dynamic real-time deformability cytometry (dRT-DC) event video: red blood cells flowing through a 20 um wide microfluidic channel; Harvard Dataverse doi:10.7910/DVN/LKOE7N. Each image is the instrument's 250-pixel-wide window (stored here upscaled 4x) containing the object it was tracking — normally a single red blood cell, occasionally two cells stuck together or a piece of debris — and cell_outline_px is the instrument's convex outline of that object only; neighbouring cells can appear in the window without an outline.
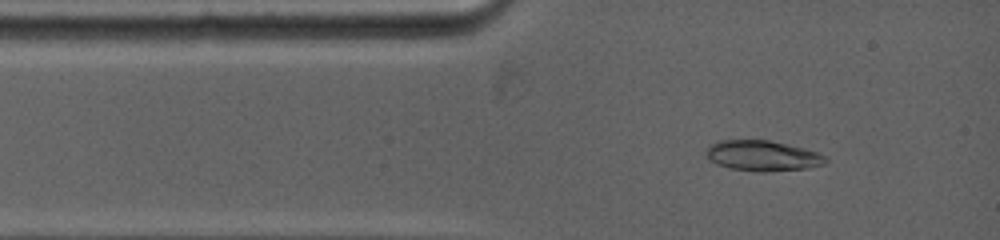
{"species": "common noctule bat (a hibernating species)", "species_latin": "Nyctalus noctula", "temperature_condition": "warm", "stored_images_in_passage": 36, "camera_frame_rate_fps": 5000, "um_per_image_px": 0.085, "animal": {"sex": "female", "body_mass_g": 19.0, "forearm_length_mm": 53.3}, "frame": {"image": 1, "passage_image": 3, "time_ms": 0.8, "image_size_px": [1000, 240], "cell_outline_px": [[828, 160], [824, 164], [808, 168], [764, 172], [728, 168], [716, 164], [708, 160], [708, 144], [716, 140], [768, 140], [788, 144], [804, 148], [816, 152], [824, 156]], "centroid_in_image_um": [64.79, 13.23], "position_along_channel_um": 20.2, "area_um2": 21.21}}
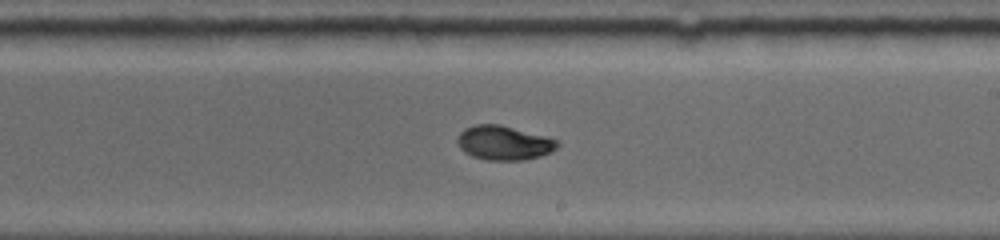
{"frame": {"image": 2, "passage_image": 22, "time_ms": 7.0, "image_size_px": [1000, 240], "cell_outline_px": [[560, 144], [556, 148], [540, 156], [524, 160], [484, 160], [472, 156], [464, 152], [460, 148], [456, 140], [460, 132], [464, 128], [476, 124], [500, 124], [556, 140]], "centroid_in_image_um": [42.76, 12.15], "position_along_channel_um": 246.2, "area_um2": 19.77}}
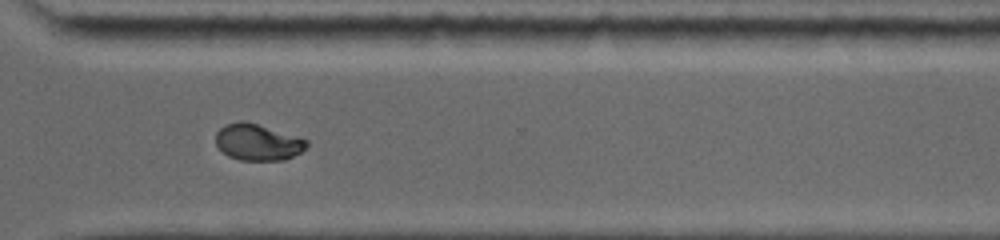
{"frame": {"image": 3, "passage_image": 35, "time_ms": 9.6, "image_size_px": [1000, 240], "cell_outline_px": [[308, 144], [300, 152], [284, 160], [240, 160], [228, 156], [216, 144], [216, 132], [224, 124], [240, 120], [256, 124], [308, 140]], "centroid_in_image_um": [21.87, 12.09], "position_along_channel_um": 348.7, "area_um2": 18.96}}